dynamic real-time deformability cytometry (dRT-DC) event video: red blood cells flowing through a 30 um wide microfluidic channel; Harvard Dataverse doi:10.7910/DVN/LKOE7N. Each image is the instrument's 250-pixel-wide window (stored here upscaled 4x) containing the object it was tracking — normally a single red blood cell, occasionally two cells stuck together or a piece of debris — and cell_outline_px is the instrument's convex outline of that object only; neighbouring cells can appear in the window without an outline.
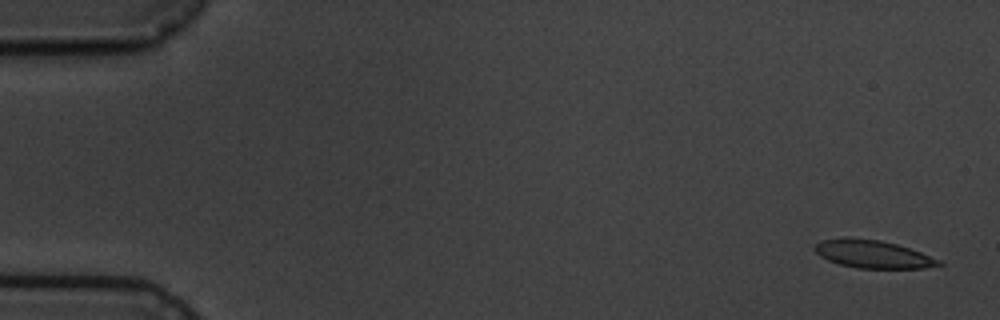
{"species": "common noctule bat (a hibernating species)", "species_latin": "Nyctalus noctula", "temperature_condition": "cold", "stored_images_in_passage": 5, "camera_frame_rate_fps": 3000, "um_per_image_px": 0.085, "animal": {"sex": "male", "body_mass_g": 19.5, "forearm_length_mm": 54.6}, "frame": {"image": 1, "passage_image": 1, "time_ms": 0.0, "image_size_px": [1000, 320], "cell_outline_px": [[944, 264], [924, 268], [856, 268], [840, 264], [828, 260], [820, 256], [812, 248], [820, 240], [844, 236], [880, 240], [896, 244], [920, 252], [940, 260]], "centroid_in_image_um": [74.13, 21.58], "position_along_channel_um": 10.9, "area_um2": 20.23}}
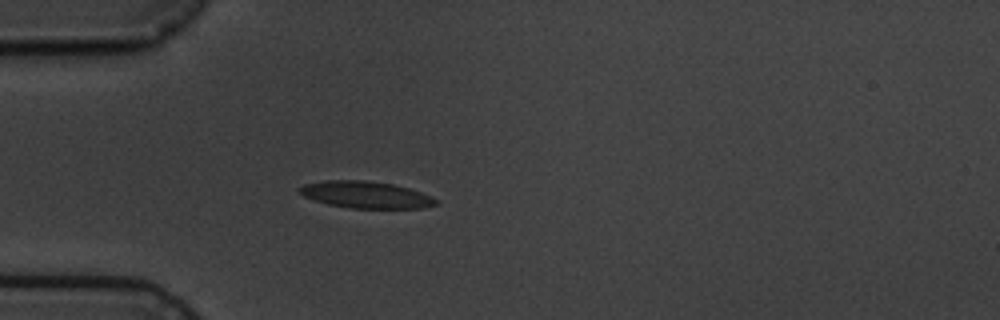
{"frame": {"image": 2, "passage_image": 5, "time_ms": 4.667, "image_size_px": [1000, 320], "cell_outline_px": [[440, 200], [436, 204], [424, 208], [348, 208], [328, 204], [304, 196], [296, 188], [304, 184], [324, 180], [368, 180], [392, 184], [408, 188], [420, 192]], "centroid_in_image_um": [31.08, 16.55], "position_along_channel_um": 53.9, "area_um2": 21.33}}